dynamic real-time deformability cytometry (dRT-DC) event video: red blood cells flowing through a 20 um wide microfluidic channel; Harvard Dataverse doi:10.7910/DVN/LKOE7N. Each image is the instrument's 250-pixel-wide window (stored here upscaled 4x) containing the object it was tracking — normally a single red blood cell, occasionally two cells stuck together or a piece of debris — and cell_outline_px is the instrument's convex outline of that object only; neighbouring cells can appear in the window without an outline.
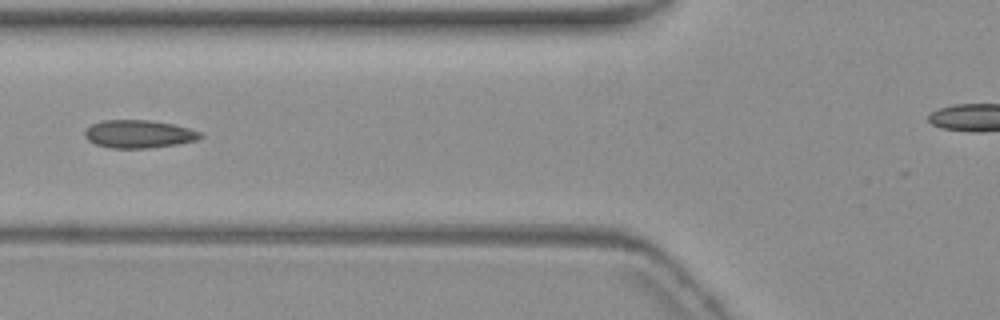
{"species": "common noctule bat (a hibernating species)", "species_latin": "Nyctalus noctula", "temperature_condition": "warm", "stored_images_in_passage": 9, "segment_of_instrument_passage": [1, 2], "camera_frame_rate_fps": 3000, "um_per_image_px": 0.085, "animal": {"sex": "female", "body_mass_g": 19.3, "forearm_length_mm": 54.1}, "frame": {"image": 1, "passage_image": 7, "time_ms": 7.333, "image_size_px": [1000, 320], "cell_outline_px": [[204, 136], [196, 140], [176, 144], [148, 148], [112, 148], [96, 144], [88, 140], [84, 136], [84, 128], [92, 124], [104, 120], [148, 120], [172, 124], [188, 128], [200, 132]], "centroid_in_image_um": [11.76, 11.39], "position_along_channel_um": 114.0, "area_um2": 18.73}}
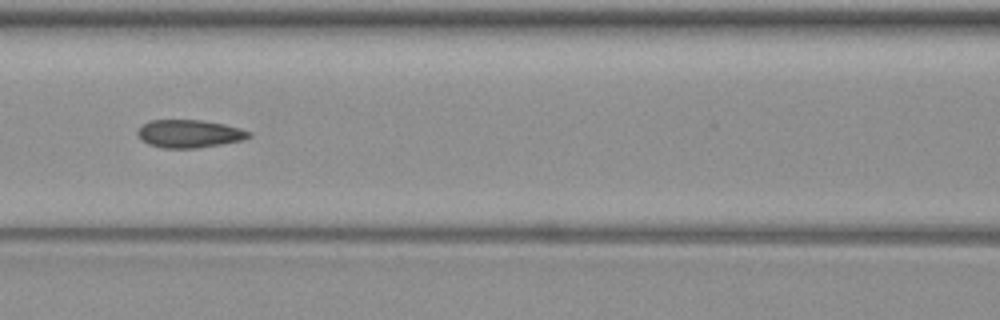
{"frame": {"image": 2, "passage_image": 8, "time_ms": 8.333, "image_size_px": [1000, 320], "cell_outline_px": [[252, 136], [244, 140], [196, 148], [164, 148], [148, 144], [140, 140], [136, 132], [140, 124], [148, 120], [200, 120], [224, 124], [240, 128], [252, 132]], "centroid_in_image_um": [16.06, 11.36], "position_along_channel_um": 150.5, "area_um2": 18.32}}